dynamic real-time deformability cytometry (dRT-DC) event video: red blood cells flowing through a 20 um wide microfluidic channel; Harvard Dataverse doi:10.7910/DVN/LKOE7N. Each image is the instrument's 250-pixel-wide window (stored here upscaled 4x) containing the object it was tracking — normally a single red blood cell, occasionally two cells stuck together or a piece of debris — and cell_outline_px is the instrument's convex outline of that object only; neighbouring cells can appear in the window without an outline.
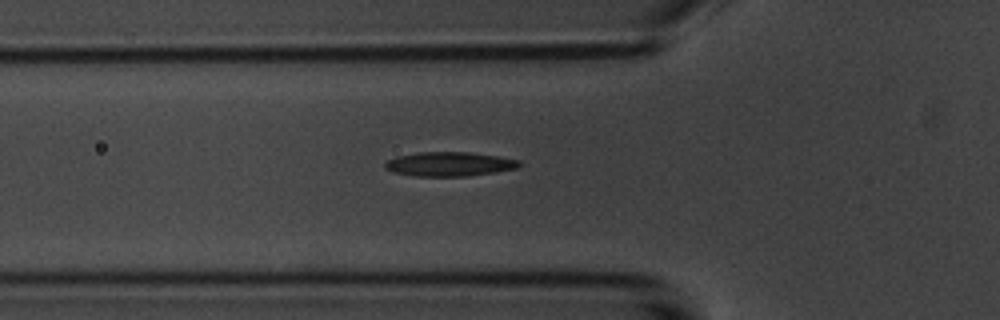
{"species": "common noctule bat (a hibernating species)", "species_latin": "Nyctalus noctula", "temperature_condition": "room temperature", "stored_images_in_passage": 36, "camera_frame_rate_fps": 3000, "um_per_image_px": 0.085, "animal": {"sex": "male", "body_mass_g": 20.1, "forearm_length_mm": 53.5}, "frame": {"image": 1, "passage_image": 2, "time_ms": 0.333, "image_size_px": [1000, 320], "cell_outline_px": [[524, 164], [520, 168], [496, 172], [468, 176], [416, 176], [392, 172], [384, 168], [384, 164], [388, 160], [396, 156], [416, 152], [468, 152], [500, 156], [520, 160]], "centroid_in_image_um": [38.25, 13.94], "position_along_channel_um": 87.6, "area_um2": 19.31}}
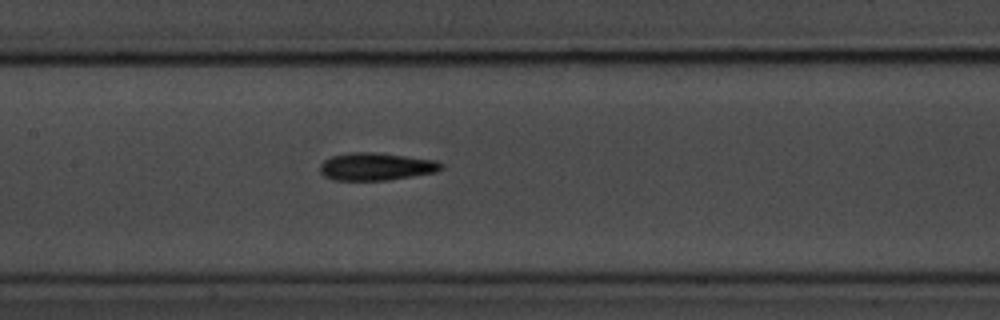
{"frame": {"image": 2, "passage_image": 9, "time_ms": 2.667, "image_size_px": [1000, 320], "cell_outline_px": [[444, 168], [436, 172], [388, 180], [332, 180], [324, 176], [320, 172], [320, 164], [324, 160], [332, 156], [352, 152], [372, 152], [436, 160], [444, 164]], "centroid_in_image_um": [31.97, 14.16], "position_along_channel_um": 175.4, "area_um2": 19.48}}
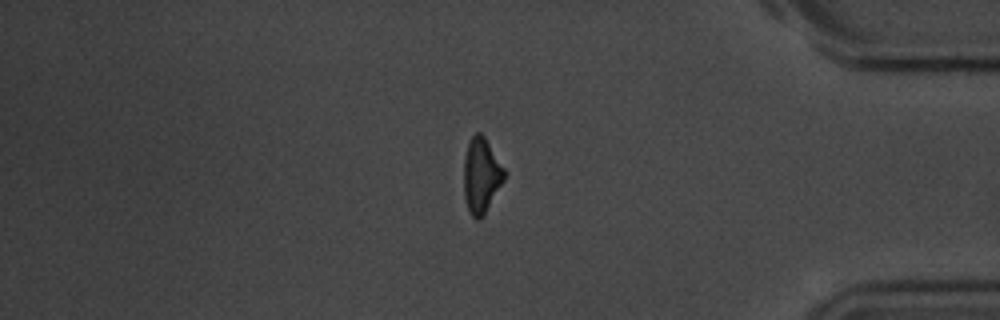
{"frame": {"image": 3, "passage_image": 29, "time_ms": 9.333, "image_size_px": [1000, 320], "cell_outline_px": [[508, 172], [504, 180], [484, 216], [480, 220], [476, 220], [468, 212], [464, 196], [464, 156], [468, 144], [472, 136], [476, 132], [480, 132], [484, 136]], "centroid_in_image_um": [40.93, 14.94], "position_along_channel_um": 394.3, "area_um2": 18.09}}